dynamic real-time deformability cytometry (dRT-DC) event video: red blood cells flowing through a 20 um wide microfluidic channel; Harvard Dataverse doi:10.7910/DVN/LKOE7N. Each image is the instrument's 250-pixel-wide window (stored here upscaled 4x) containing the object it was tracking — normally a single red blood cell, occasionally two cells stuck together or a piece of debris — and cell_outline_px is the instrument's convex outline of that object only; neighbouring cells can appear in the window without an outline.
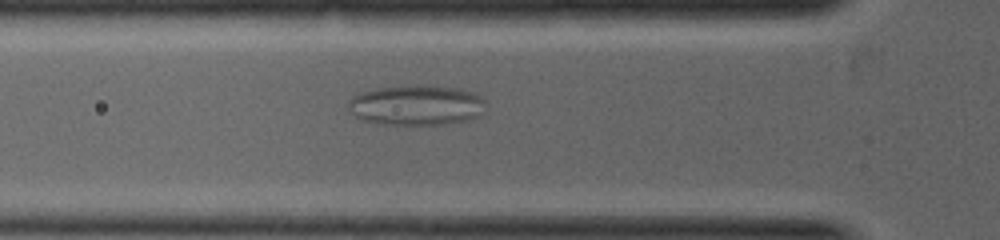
{"species": "common noctule bat (a hibernating species)", "species_latin": "Nyctalus noctula", "temperature_condition": "warm", "stored_images_in_passage": 25, "camera_frame_rate_fps": 5000, "um_per_image_px": 0.085, "animal": {"sex": "female", "body_mass_g": 19.0, "forearm_length_mm": 53.3}, "frame": {"image": 1, "passage_image": 9, "time_ms": 2.4, "image_size_px": [1000, 240], "cell_outline_px": [[488, 112], [484, 116], [468, 120], [440, 124], [392, 124], [364, 120], [356, 116], [348, 108], [348, 100], [352, 96], [364, 92], [380, 88], [416, 84], [460, 88], [476, 92], [488, 104]], "centroid_in_image_um": [35.54, 8.92], "position_along_channel_um": 90.3, "area_um2": 32.6}}
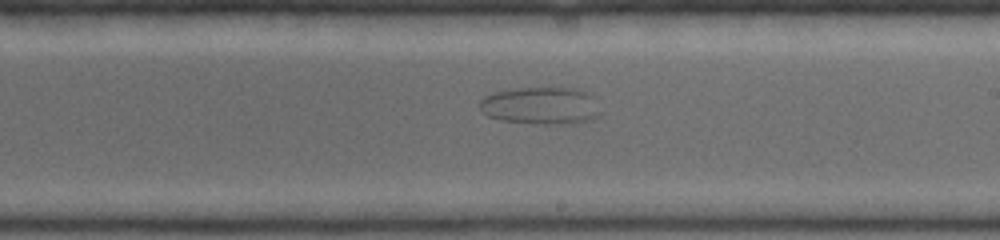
{"frame": {"image": 2, "passage_image": 19, "time_ms": 4.6, "image_size_px": [1000, 240], "cell_outline_px": [[600, 116], [584, 120], [548, 124], [544, 124], [500, 120], [488, 116], [480, 112], [480, 100], [484, 96], [492, 92], [516, 88], [572, 88], [584, 92], [592, 96], [600, 112]], "centroid_in_image_um": [45.87, 8.97], "position_along_channel_um": 243.1, "area_um2": 25.84}}
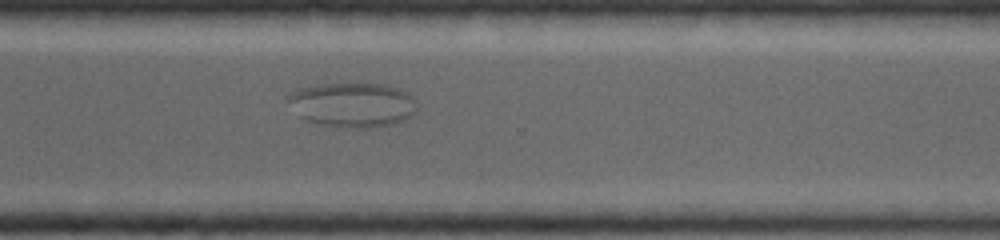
{"frame": {"image": 3, "passage_image": 25, "time_ms": 6.0, "image_size_px": [1000, 240], "cell_outline_px": [[416, 112], [412, 116], [404, 120], [392, 124], [372, 128], [352, 128], [320, 124], [304, 120], [300, 116], [288, 100], [288, 92], [296, 88], [324, 84], [380, 84], [396, 88], [404, 92], [408, 96], [416, 108]], "centroid_in_image_um": [29.92, 8.92], "position_along_channel_um": 340.7, "area_um2": 33.06}}